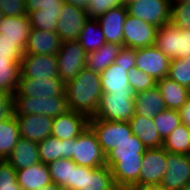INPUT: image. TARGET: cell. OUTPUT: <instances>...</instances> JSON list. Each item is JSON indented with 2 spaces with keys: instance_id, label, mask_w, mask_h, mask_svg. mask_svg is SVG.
<instances>
[{
  "instance_id": "20",
  "label": "cell",
  "mask_w": 190,
  "mask_h": 190,
  "mask_svg": "<svg viewBox=\"0 0 190 190\" xmlns=\"http://www.w3.org/2000/svg\"><path fill=\"white\" fill-rule=\"evenodd\" d=\"M62 42L55 31L31 29L24 54L57 55Z\"/></svg>"
},
{
  "instance_id": "17",
  "label": "cell",
  "mask_w": 190,
  "mask_h": 190,
  "mask_svg": "<svg viewBox=\"0 0 190 190\" xmlns=\"http://www.w3.org/2000/svg\"><path fill=\"white\" fill-rule=\"evenodd\" d=\"M89 119L85 114L69 110L53 119L51 135L60 140L76 138L89 127Z\"/></svg>"
},
{
  "instance_id": "41",
  "label": "cell",
  "mask_w": 190,
  "mask_h": 190,
  "mask_svg": "<svg viewBox=\"0 0 190 190\" xmlns=\"http://www.w3.org/2000/svg\"><path fill=\"white\" fill-rule=\"evenodd\" d=\"M0 190H24L17 182L16 170L6 160H0Z\"/></svg>"
},
{
  "instance_id": "44",
  "label": "cell",
  "mask_w": 190,
  "mask_h": 190,
  "mask_svg": "<svg viewBox=\"0 0 190 190\" xmlns=\"http://www.w3.org/2000/svg\"><path fill=\"white\" fill-rule=\"evenodd\" d=\"M25 0H1L0 15L2 16H23L26 15Z\"/></svg>"
},
{
  "instance_id": "8",
  "label": "cell",
  "mask_w": 190,
  "mask_h": 190,
  "mask_svg": "<svg viewBox=\"0 0 190 190\" xmlns=\"http://www.w3.org/2000/svg\"><path fill=\"white\" fill-rule=\"evenodd\" d=\"M56 56L58 75L65 83L75 79L86 65L87 52L78 40L62 43Z\"/></svg>"
},
{
  "instance_id": "3",
  "label": "cell",
  "mask_w": 190,
  "mask_h": 190,
  "mask_svg": "<svg viewBox=\"0 0 190 190\" xmlns=\"http://www.w3.org/2000/svg\"><path fill=\"white\" fill-rule=\"evenodd\" d=\"M135 114V93L119 91L103 93L97 113L90 119H102L115 122H128Z\"/></svg>"
},
{
  "instance_id": "21",
  "label": "cell",
  "mask_w": 190,
  "mask_h": 190,
  "mask_svg": "<svg viewBox=\"0 0 190 190\" xmlns=\"http://www.w3.org/2000/svg\"><path fill=\"white\" fill-rule=\"evenodd\" d=\"M38 142L20 137L6 161L17 171L40 162Z\"/></svg>"
},
{
  "instance_id": "1",
  "label": "cell",
  "mask_w": 190,
  "mask_h": 190,
  "mask_svg": "<svg viewBox=\"0 0 190 190\" xmlns=\"http://www.w3.org/2000/svg\"><path fill=\"white\" fill-rule=\"evenodd\" d=\"M145 151L143 143L132 134L106 155V166L111 169L114 183L119 190L138 186Z\"/></svg>"
},
{
  "instance_id": "29",
  "label": "cell",
  "mask_w": 190,
  "mask_h": 190,
  "mask_svg": "<svg viewBox=\"0 0 190 190\" xmlns=\"http://www.w3.org/2000/svg\"><path fill=\"white\" fill-rule=\"evenodd\" d=\"M122 47L116 43H105L98 50L88 52L85 67L93 72L101 73L114 63Z\"/></svg>"
},
{
  "instance_id": "32",
  "label": "cell",
  "mask_w": 190,
  "mask_h": 190,
  "mask_svg": "<svg viewBox=\"0 0 190 190\" xmlns=\"http://www.w3.org/2000/svg\"><path fill=\"white\" fill-rule=\"evenodd\" d=\"M167 152L190 155V129L185 124L177 126L164 140Z\"/></svg>"
},
{
  "instance_id": "14",
  "label": "cell",
  "mask_w": 190,
  "mask_h": 190,
  "mask_svg": "<svg viewBox=\"0 0 190 190\" xmlns=\"http://www.w3.org/2000/svg\"><path fill=\"white\" fill-rule=\"evenodd\" d=\"M60 13L55 32L60 36L61 42L78 40L84 23L89 19L86 10L64 3Z\"/></svg>"
},
{
  "instance_id": "52",
  "label": "cell",
  "mask_w": 190,
  "mask_h": 190,
  "mask_svg": "<svg viewBox=\"0 0 190 190\" xmlns=\"http://www.w3.org/2000/svg\"><path fill=\"white\" fill-rule=\"evenodd\" d=\"M90 0H64V3L86 9Z\"/></svg>"
},
{
  "instance_id": "5",
  "label": "cell",
  "mask_w": 190,
  "mask_h": 190,
  "mask_svg": "<svg viewBox=\"0 0 190 190\" xmlns=\"http://www.w3.org/2000/svg\"><path fill=\"white\" fill-rule=\"evenodd\" d=\"M170 59L190 56V30H180L171 22L158 28L154 44Z\"/></svg>"
},
{
  "instance_id": "56",
  "label": "cell",
  "mask_w": 190,
  "mask_h": 190,
  "mask_svg": "<svg viewBox=\"0 0 190 190\" xmlns=\"http://www.w3.org/2000/svg\"><path fill=\"white\" fill-rule=\"evenodd\" d=\"M180 190H190V186H184L182 189Z\"/></svg>"
},
{
  "instance_id": "10",
  "label": "cell",
  "mask_w": 190,
  "mask_h": 190,
  "mask_svg": "<svg viewBox=\"0 0 190 190\" xmlns=\"http://www.w3.org/2000/svg\"><path fill=\"white\" fill-rule=\"evenodd\" d=\"M158 27L127 15L123 27V47L140 49L155 44Z\"/></svg>"
},
{
  "instance_id": "38",
  "label": "cell",
  "mask_w": 190,
  "mask_h": 190,
  "mask_svg": "<svg viewBox=\"0 0 190 190\" xmlns=\"http://www.w3.org/2000/svg\"><path fill=\"white\" fill-rule=\"evenodd\" d=\"M61 13L32 11L28 14L32 28L44 31H55Z\"/></svg>"
},
{
  "instance_id": "31",
  "label": "cell",
  "mask_w": 190,
  "mask_h": 190,
  "mask_svg": "<svg viewBox=\"0 0 190 190\" xmlns=\"http://www.w3.org/2000/svg\"><path fill=\"white\" fill-rule=\"evenodd\" d=\"M78 41L87 53L98 50L106 43L104 34L97 19L89 18L84 23L79 34Z\"/></svg>"
},
{
  "instance_id": "50",
  "label": "cell",
  "mask_w": 190,
  "mask_h": 190,
  "mask_svg": "<svg viewBox=\"0 0 190 190\" xmlns=\"http://www.w3.org/2000/svg\"><path fill=\"white\" fill-rule=\"evenodd\" d=\"M62 143H64V159H72L73 144H75V138L62 140Z\"/></svg>"
},
{
  "instance_id": "7",
  "label": "cell",
  "mask_w": 190,
  "mask_h": 190,
  "mask_svg": "<svg viewBox=\"0 0 190 190\" xmlns=\"http://www.w3.org/2000/svg\"><path fill=\"white\" fill-rule=\"evenodd\" d=\"M89 127L95 133L105 156L133 134L128 122L89 119Z\"/></svg>"
},
{
  "instance_id": "13",
  "label": "cell",
  "mask_w": 190,
  "mask_h": 190,
  "mask_svg": "<svg viewBox=\"0 0 190 190\" xmlns=\"http://www.w3.org/2000/svg\"><path fill=\"white\" fill-rule=\"evenodd\" d=\"M135 59V68L150 75L156 81L167 77L171 59L155 45L136 49Z\"/></svg>"
},
{
  "instance_id": "30",
  "label": "cell",
  "mask_w": 190,
  "mask_h": 190,
  "mask_svg": "<svg viewBox=\"0 0 190 190\" xmlns=\"http://www.w3.org/2000/svg\"><path fill=\"white\" fill-rule=\"evenodd\" d=\"M19 138V126L14 114L0 120V160L10 156Z\"/></svg>"
},
{
  "instance_id": "43",
  "label": "cell",
  "mask_w": 190,
  "mask_h": 190,
  "mask_svg": "<svg viewBox=\"0 0 190 190\" xmlns=\"http://www.w3.org/2000/svg\"><path fill=\"white\" fill-rule=\"evenodd\" d=\"M122 5V0H90L85 10L88 18L97 19L108 10Z\"/></svg>"
},
{
  "instance_id": "53",
  "label": "cell",
  "mask_w": 190,
  "mask_h": 190,
  "mask_svg": "<svg viewBox=\"0 0 190 190\" xmlns=\"http://www.w3.org/2000/svg\"><path fill=\"white\" fill-rule=\"evenodd\" d=\"M39 190H64V189L58 184L51 183L43 188H40Z\"/></svg>"
},
{
  "instance_id": "54",
  "label": "cell",
  "mask_w": 190,
  "mask_h": 190,
  "mask_svg": "<svg viewBox=\"0 0 190 190\" xmlns=\"http://www.w3.org/2000/svg\"><path fill=\"white\" fill-rule=\"evenodd\" d=\"M139 0H122L123 5L126 7L130 3H134Z\"/></svg>"
},
{
  "instance_id": "19",
  "label": "cell",
  "mask_w": 190,
  "mask_h": 190,
  "mask_svg": "<svg viewBox=\"0 0 190 190\" xmlns=\"http://www.w3.org/2000/svg\"><path fill=\"white\" fill-rule=\"evenodd\" d=\"M127 15V8L122 5L108 10L97 18L106 43H116L123 46V27Z\"/></svg>"
},
{
  "instance_id": "11",
  "label": "cell",
  "mask_w": 190,
  "mask_h": 190,
  "mask_svg": "<svg viewBox=\"0 0 190 190\" xmlns=\"http://www.w3.org/2000/svg\"><path fill=\"white\" fill-rule=\"evenodd\" d=\"M13 96L57 97L65 96V82L60 77L35 79L19 77L18 86Z\"/></svg>"
},
{
  "instance_id": "9",
  "label": "cell",
  "mask_w": 190,
  "mask_h": 190,
  "mask_svg": "<svg viewBox=\"0 0 190 190\" xmlns=\"http://www.w3.org/2000/svg\"><path fill=\"white\" fill-rule=\"evenodd\" d=\"M129 15L160 28L171 20V0H139L126 6Z\"/></svg>"
},
{
  "instance_id": "55",
  "label": "cell",
  "mask_w": 190,
  "mask_h": 190,
  "mask_svg": "<svg viewBox=\"0 0 190 190\" xmlns=\"http://www.w3.org/2000/svg\"><path fill=\"white\" fill-rule=\"evenodd\" d=\"M180 2L190 3V0H171V3H180Z\"/></svg>"
},
{
  "instance_id": "48",
  "label": "cell",
  "mask_w": 190,
  "mask_h": 190,
  "mask_svg": "<svg viewBox=\"0 0 190 190\" xmlns=\"http://www.w3.org/2000/svg\"><path fill=\"white\" fill-rule=\"evenodd\" d=\"M13 95L0 91V120L13 114Z\"/></svg>"
},
{
  "instance_id": "26",
  "label": "cell",
  "mask_w": 190,
  "mask_h": 190,
  "mask_svg": "<svg viewBox=\"0 0 190 190\" xmlns=\"http://www.w3.org/2000/svg\"><path fill=\"white\" fill-rule=\"evenodd\" d=\"M156 86L160 90L167 109L178 111L189 99V89L168 76L157 80Z\"/></svg>"
},
{
  "instance_id": "16",
  "label": "cell",
  "mask_w": 190,
  "mask_h": 190,
  "mask_svg": "<svg viewBox=\"0 0 190 190\" xmlns=\"http://www.w3.org/2000/svg\"><path fill=\"white\" fill-rule=\"evenodd\" d=\"M56 55L24 54L20 61L22 78L50 79L59 77Z\"/></svg>"
},
{
  "instance_id": "39",
  "label": "cell",
  "mask_w": 190,
  "mask_h": 190,
  "mask_svg": "<svg viewBox=\"0 0 190 190\" xmlns=\"http://www.w3.org/2000/svg\"><path fill=\"white\" fill-rule=\"evenodd\" d=\"M128 81L134 93L151 89L157 85V81L153 77L135 67L129 70Z\"/></svg>"
},
{
  "instance_id": "22",
  "label": "cell",
  "mask_w": 190,
  "mask_h": 190,
  "mask_svg": "<svg viewBox=\"0 0 190 190\" xmlns=\"http://www.w3.org/2000/svg\"><path fill=\"white\" fill-rule=\"evenodd\" d=\"M128 123L132 133L139 138L146 149L163 147L164 140L157 132L153 118L134 114Z\"/></svg>"
},
{
  "instance_id": "49",
  "label": "cell",
  "mask_w": 190,
  "mask_h": 190,
  "mask_svg": "<svg viewBox=\"0 0 190 190\" xmlns=\"http://www.w3.org/2000/svg\"><path fill=\"white\" fill-rule=\"evenodd\" d=\"M178 111L182 123L190 129V98Z\"/></svg>"
},
{
  "instance_id": "4",
  "label": "cell",
  "mask_w": 190,
  "mask_h": 190,
  "mask_svg": "<svg viewBox=\"0 0 190 190\" xmlns=\"http://www.w3.org/2000/svg\"><path fill=\"white\" fill-rule=\"evenodd\" d=\"M13 109L14 115L38 114L53 119L69 111L65 96L50 98L13 96Z\"/></svg>"
},
{
  "instance_id": "33",
  "label": "cell",
  "mask_w": 190,
  "mask_h": 190,
  "mask_svg": "<svg viewBox=\"0 0 190 190\" xmlns=\"http://www.w3.org/2000/svg\"><path fill=\"white\" fill-rule=\"evenodd\" d=\"M82 190H119L113 180L112 171L108 166L93 168L86 173L85 188Z\"/></svg>"
},
{
  "instance_id": "24",
  "label": "cell",
  "mask_w": 190,
  "mask_h": 190,
  "mask_svg": "<svg viewBox=\"0 0 190 190\" xmlns=\"http://www.w3.org/2000/svg\"><path fill=\"white\" fill-rule=\"evenodd\" d=\"M17 182L24 190H39L52 183L47 164L39 162L16 171Z\"/></svg>"
},
{
  "instance_id": "6",
  "label": "cell",
  "mask_w": 190,
  "mask_h": 190,
  "mask_svg": "<svg viewBox=\"0 0 190 190\" xmlns=\"http://www.w3.org/2000/svg\"><path fill=\"white\" fill-rule=\"evenodd\" d=\"M71 160L83 167L98 168L106 166V156L90 127L75 138Z\"/></svg>"
},
{
  "instance_id": "28",
  "label": "cell",
  "mask_w": 190,
  "mask_h": 190,
  "mask_svg": "<svg viewBox=\"0 0 190 190\" xmlns=\"http://www.w3.org/2000/svg\"><path fill=\"white\" fill-rule=\"evenodd\" d=\"M23 56H0V91L13 95L20 77Z\"/></svg>"
},
{
  "instance_id": "42",
  "label": "cell",
  "mask_w": 190,
  "mask_h": 190,
  "mask_svg": "<svg viewBox=\"0 0 190 190\" xmlns=\"http://www.w3.org/2000/svg\"><path fill=\"white\" fill-rule=\"evenodd\" d=\"M64 0H25L27 15L35 10L39 12L60 13Z\"/></svg>"
},
{
  "instance_id": "46",
  "label": "cell",
  "mask_w": 190,
  "mask_h": 190,
  "mask_svg": "<svg viewBox=\"0 0 190 190\" xmlns=\"http://www.w3.org/2000/svg\"><path fill=\"white\" fill-rule=\"evenodd\" d=\"M93 168L79 166L75 163L72 167L71 175V190H82L85 188L86 173H89Z\"/></svg>"
},
{
  "instance_id": "12",
  "label": "cell",
  "mask_w": 190,
  "mask_h": 190,
  "mask_svg": "<svg viewBox=\"0 0 190 190\" xmlns=\"http://www.w3.org/2000/svg\"><path fill=\"white\" fill-rule=\"evenodd\" d=\"M168 152L163 148L146 149L143 159L138 186L161 184L167 169Z\"/></svg>"
},
{
  "instance_id": "36",
  "label": "cell",
  "mask_w": 190,
  "mask_h": 190,
  "mask_svg": "<svg viewBox=\"0 0 190 190\" xmlns=\"http://www.w3.org/2000/svg\"><path fill=\"white\" fill-rule=\"evenodd\" d=\"M153 122L163 140H165L177 126L182 124L179 111L171 109H165L157 114L153 117Z\"/></svg>"
},
{
  "instance_id": "37",
  "label": "cell",
  "mask_w": 190,
  "mask_h": 190,
  "mask_svg": "<svg viewBox=\"0 0 190 190\" xmlns=\"http://www.w3.org/2000/svg\"><path fill=\"white\" fill-rule=\"evenodd\" d=\"M167 76L190 89V56L182 59H171Z\"/></svg>"
},
{
  "instance_id": "40",
  "label": "cell",
  "mask_w": 190,
  "mask_h": 190,
  "mask_svg": "<svg viewBox=\"0 0 190 190\" xmlns=\"http://www.w3.org/2000/svg\"><path fill=\"white\" fill-rule=\"evenodd\" d=\"M170 22L180 30H190V3H171Z\"/></svg>"
},
{
  "instance_id": "25",
  "label": "cell",
  "mask_w": 190,
  "mask_h": 190,
  "mask_svg": "<svg viewBox=\"0 0 190 190\" xmlns=\"http://www.w3.org/2000/svg\"><path fill=\"white\" fill-rule=\"evenodd\" d=\"M167 109L157 86L135 93V114L153 118Z\"/></svg>"
},
{
  "instance_id": "34",
  "label": "cell",
  "mask_w": 190,
  "mask_h": 190,
  "mask_svg": "<svg viewBox=\"0 0 190 190\" xmlns=\"http://www.w3.org/2000/svg\"><path fill=\"white\" fill-rule=\"evenodd\" d=\"M47 165L52 183L58 184L64 190H71L72 167L75 163L71 159H58Z\"/></svg>"
},
{
  "instance_id": "2",
  "label": "cell",
  "mask_w": 190,
  "mask_h": 190,
  "mask_svg": "<svg viewBox=\"0 0 190 190\" xmlns=\"http://www.w3.org/2000/svg\"><path fill=\"white\" fill-rule=\"evenodd\" d=\"M100 73L84 67L75 79L65 83L69 110L94 117L102 96Z\"/></svg>"
},
{
  "instance_id": "45",
  "label": "cell",
  "mask_w": 190,
  "mask_h": 190,
  "mask_svg": "<svg viewBox=\"0 0 190 190\" xmlns=\"http://www.w3.org/2000/svg\"><path fill=\"white\" fill-rule=\"evenodd\" d=\"M26 46L0 36V56H23Z\"/></svg>"
},
{
  "instance_id": "51",
  "label": "cell",
  "mask_w": 190,
  "mask_h": 190,
  "mask_svg": "<svg viewBox=\"0 0 190 190\" xmlns=\"http://www.w3.org/2000/svg\"><path fill=\"white\" fill-rule=\"evenodd\" d=\"M127 190H168L166 187L161 184L146 185V186H132Z\"/></svg>"
},
{
  "instance_id": "15",
  "label": "cell",
  "mask_w": 190,
  "mask_h": 190,
  "mask_svg": "<svg viewBox=\"0 0 190 190\" xmlns=\"http://www.w3.org/2000/svg\"><path fill=\"white\" fill-rule=\"evenodd\" d=\"M190 155L168 152L167 169L163 175L161 185L168 190H180L189 186Z\"/></svg>"
},
{
  "instance_id": "23",
  "label": "cell",
  "mask_w": 190,
  "mask_h": 190,
  "mask_svg": "<svg viewBox=\"0 0 190 190\" xmlns=\"http://www.w3.org/2000/svg\"><path fill=\"white\" fill-rule=\"evenodd\" d=\"M29 16H2L0 15V36L11 41L22 42L25 46L31 32Z\"/></svg>"
},
{
  "instance_id": "18",
  "label": "cell",
  "mask_w": 190,
  "mask_h": 190,
  "mask_svg": "<svg viewBox=\"0 0 190 190\" xmlns=\"http://www.w3.org/2000/svg\"><path fill=\"white\" fill-rule=\"evenodd\" d=\"M14 116L18 122L20 137L40 142L51 135L53 118L38 114Z\"/></svg>"
},
{
  "instance_id": "35",
  "label": "cell",
  "mask_w": 190,
  "mask_h": 190,
  "mask_svg": "<svg viewBox=\"0 0 190 190\" xmlns=\"http://www.w3.org/2000/svg\"><path fill=\"white\" fill-rule=\"evenodd\" d=\"M40 162L48 164L58 159H64V143L52 135L38 142Z\"/></svg>"
},
{
  "instance_id": "27",
  "label": "cell",
  "mask_w": 190,
  "mask_h": 190,
  "mask_svg": "<svg viewBox=\"0 0 190 190\" xmlns=\"http://www.w3.org/2000/svg\"><path fill=\"white\" fill-rule=\"evenodd\" d=\"M128 74V67L112 63L100 73L102 92L133 91L128 81Z\"/></svg>"
},
{
  "instance_id": "47",
  "label": "cell",
  "mask_w": 190,
  "mask_h": 190,
  "mask_svg": "<svg viewBox=\"0 0 190 190\" xmlns=\"http://www.w3.org/2000/svg\"><path fill=\"white\" fill-rule=\"evenodd\" d=\"M136 49L122 47L119 51L117 58L114 61V64L118 66L128 67V72L130 69L136 66Z\"/></svg>"
}]
</instances>
